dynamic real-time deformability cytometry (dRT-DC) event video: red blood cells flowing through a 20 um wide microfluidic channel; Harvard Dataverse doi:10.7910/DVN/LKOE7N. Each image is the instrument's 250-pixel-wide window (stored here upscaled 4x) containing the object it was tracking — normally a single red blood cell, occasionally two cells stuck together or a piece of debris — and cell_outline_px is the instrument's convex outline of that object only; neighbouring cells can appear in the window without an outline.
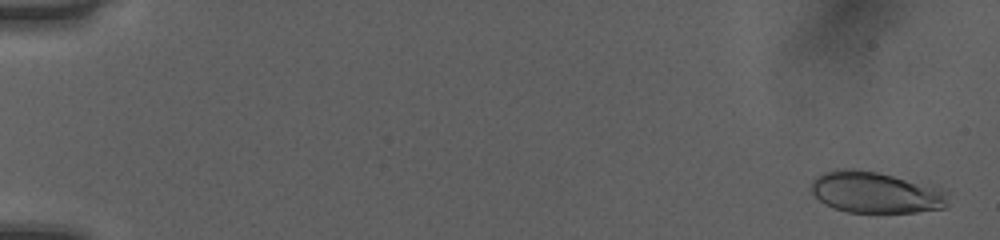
{"species": "human", "species_latin": "Homo sapiens", "temperature_condition": "room temperature", "stored_images_in_passage": 52, "camera_frame_rate_fps": 3000, "um_per_image_px": 0.085, "donor": {"sex": "female"}, "frame": {"image": 1, "passage_image": 2, "time_ms": 0.333, "image_size_px": [1000, 240], "cell_outline_px": [[948, 204], [944, 208], [916, 212], [848, 212], [824, 204], [812, 192], [812, 180], [816, 176], [824, 172], [836, 168], [852, 168], [876, 172], [940, 188], [944, 192]], "centroid_in_image_um": [74.38, 16.35], "position_along_channel_um": 10.6, "area_um2": 32.54}}
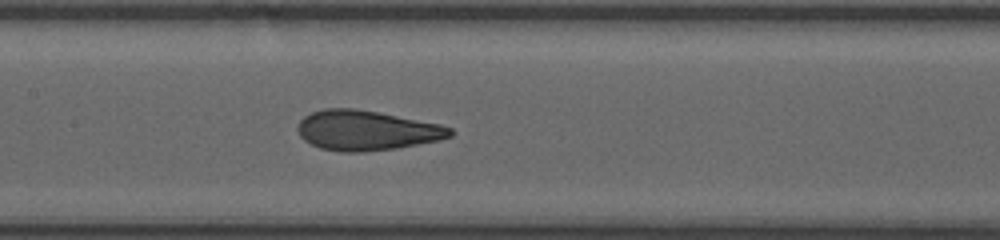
{"frame": {"image": 2, "passage_image": 27, "time_ms": 8.667, "image_size_px": [1000, 240], "cell_outline_px": [[452, 136], [440, 140], [396, 148], [364, 152], [340, 152], [320, 148], [304, 140], [300, 136], [296, 128], [300, 120], [304, 116], [312, 112], [324, 108], [356, 108], [440, 124], [452, 128]], "centroid_in_image_um": [31.13, 11.09], "position_along_channel_um": 176.3, "area_um2": 35.49}}
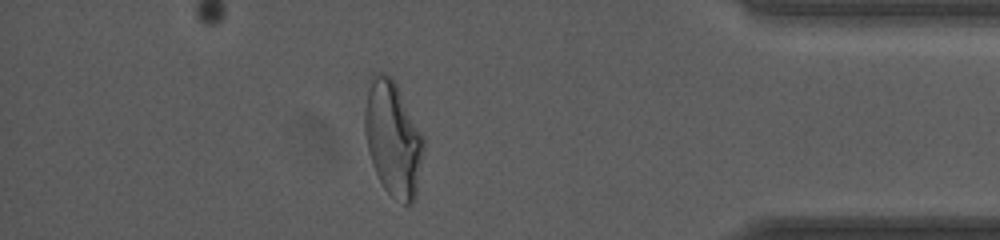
{"frame": {"image": 3, "passage_image": 46, "time_ms": 15.0, "image_size_px": [1000, 240], "cell_outline_px": [[424, 152], [416, 196], [412, 204], [404, 204], [392, 196], [384, 188], [372, 164], [368, 152], [364, 132], [364, 108], [368, 80], [376, 72], [380, 72], [392, 76], [424, 136]], "centroid_in_image_um": [33.39, 11.76], "position_along_channel_um": 401.8, "area_um2": 39.88}, "authors_computed_cell_mechanics": {"area_um2": 35.0557, "velocity_mm_per_s": 4.0356, "shape_relaxation_time_tau1_ms": 6.2293, "shape_relaxation_time_tau2_ms": 1.1069, "deformation_change_tau1": 0.2196, "deformation_change_tau2": 0.0787}}